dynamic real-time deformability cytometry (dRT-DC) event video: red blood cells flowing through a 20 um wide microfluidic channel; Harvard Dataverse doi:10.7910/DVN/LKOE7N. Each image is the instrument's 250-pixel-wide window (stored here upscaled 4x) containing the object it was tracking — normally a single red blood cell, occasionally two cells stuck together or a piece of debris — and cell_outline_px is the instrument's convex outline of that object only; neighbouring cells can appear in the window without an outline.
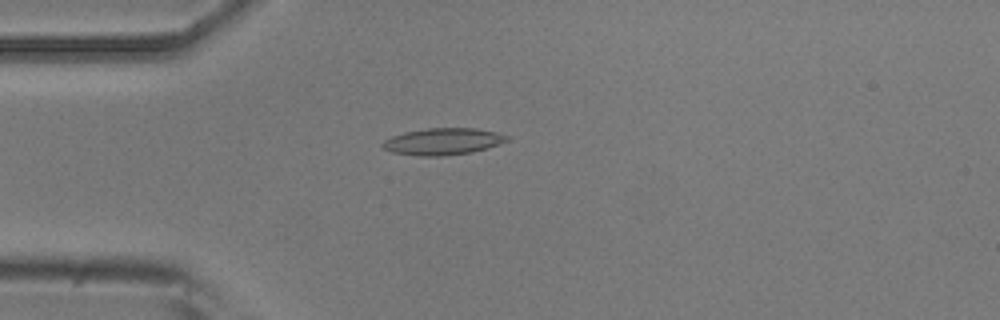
{"species": "common noctule bat (a hibernating species)", "species_latin": "Nyctalus noctula", "temperature_condition": "room temperature", "stored_images_in_passage": 50, "camera_frame_rate_fps": 3000, "um_per_image_px": 0.085, "animal": {"sex": "male", "body_mass_g": 20.5, "forearm_length_mm": 52.5}, "frame": {"image": 1, "passage_image": 13, "time_ms": 4.0, "image_size_px": [1000, 320], "cell_outline_px": [[508, 140], [500, 144], [488, 148], [472, 152], [440, 156], [416, 156], [392, 152], [384, 148], [380, 144], [384, 140], [392, 136], [404, 132], [428, 128], [476, 128], [496, 132], [508, 136]], "centroid_in_image_um": [37.64, 12.03], "position_along_channel_um": 47.4, "area_um2": 19.42}}
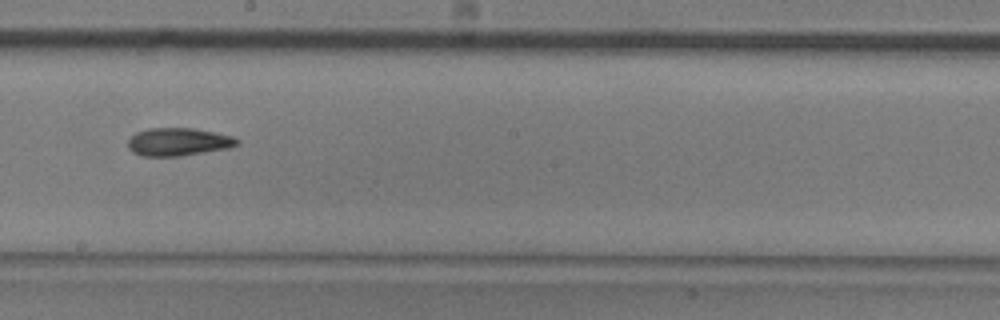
{"frame": {"image": 2, "passage_image": 28, "time_ms": 9.0, "image_size_px": [1000, 320], "cell_outline_px": [[240, 144], [228, 148], [180, 156], [140, 156], [132, 152], [128, 148], [128, 140], [136, 132], [148, 128], [192, 128], [216, 132], [232, 136], [240, 140]], "centroid_in_image_um": [15.15, 12.06], "position_along_channel_um": 233.0, "area_um2": 17.86}}
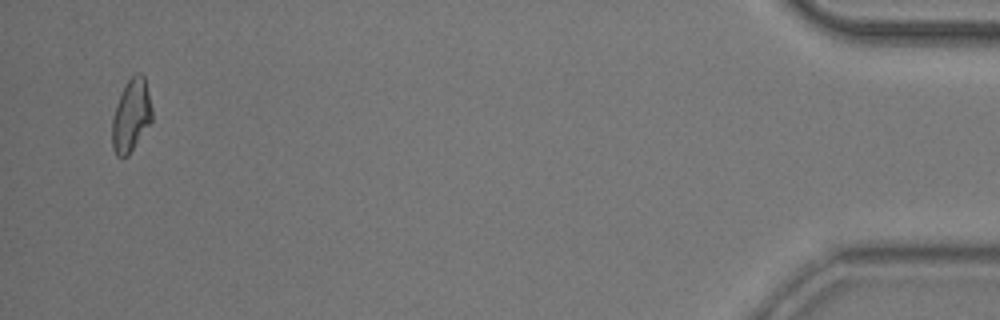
{"frame": {"image": 3, "passage_image": 49, "time_ms": 16.0, "image_size_px": [1000, 320], "cell_outline_px": [[152, 120], [128, 156], [116, 156], [112, 148], [112, 116], [116, 104], [124, 84], [136, 72], [140, 72], [144, 76], [152, 108]], "centroid_in_image_um": [11.13, 9.8], "position_along_channel_um": 424.1, "area_um2": 16.94}}